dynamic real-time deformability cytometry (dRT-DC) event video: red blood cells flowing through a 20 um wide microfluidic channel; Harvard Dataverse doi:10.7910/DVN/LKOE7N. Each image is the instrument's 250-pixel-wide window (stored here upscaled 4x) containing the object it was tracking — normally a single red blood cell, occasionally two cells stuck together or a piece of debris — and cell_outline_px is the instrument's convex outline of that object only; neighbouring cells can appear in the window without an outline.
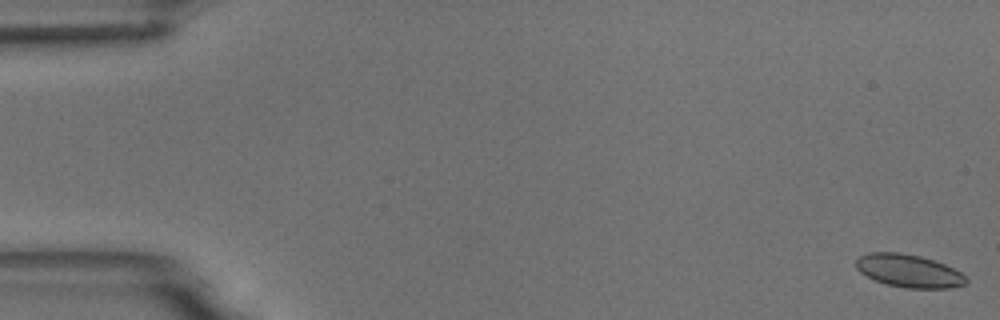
{"species": "common noctule bat (a hibernating species)", "species_latin": "Nyctalus noctula", "temperature_condition": "room temperature", "stored_images_in_passage": 34, "camera_frame_rate_fps": 3000, "um_per_image_px": 0.085, "animal": {"sex": "male", "body_mass_g": 18.8}, "frame": {"image": 1, "passage_image": 1, "time_ms": 0.0, "image_size_px": [1000, 320], "cell_outline_px": [[968, 280], [964, 284], [948, 288], [904, 288], [884, 284], [860, 272], [856, 268], [856, 260], [860, 256], [868, 252], [900, 252], [920, 256], [944, 264], [960, 272]], "centroid_in_image_um": [77.21, 23.02], "position_along_channel_um": 7.8, "area_um2": 20.98}}
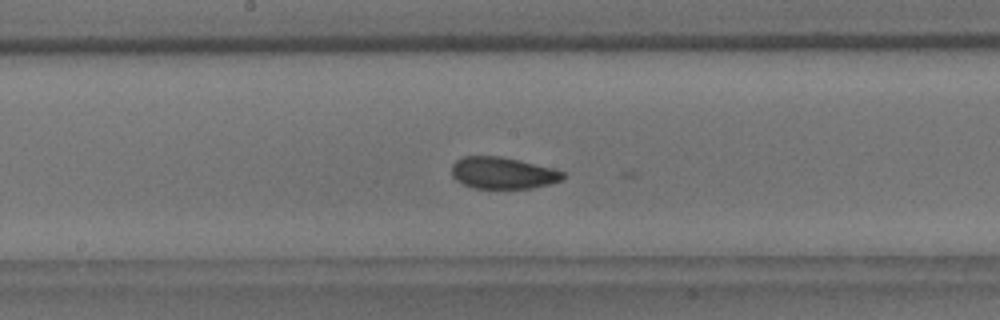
{"frame": {"image": 2, "passage_image": 29, "time_ms": 9.333, "image_size_px": [1000, 320], "cell_outline_px": [[564, 176], [560, 180], [548, 184], [532, 188], [472, 188], [456, 180], [452, 176], [452, 164], [456, 160], [464, 156], [500, 156], [520, 160], [552, 168], [564, 172]], "centroid_in_image_um": [42.7, 14.69], "position_along_channel_um": 205.5, "area_um2": 20.46}}
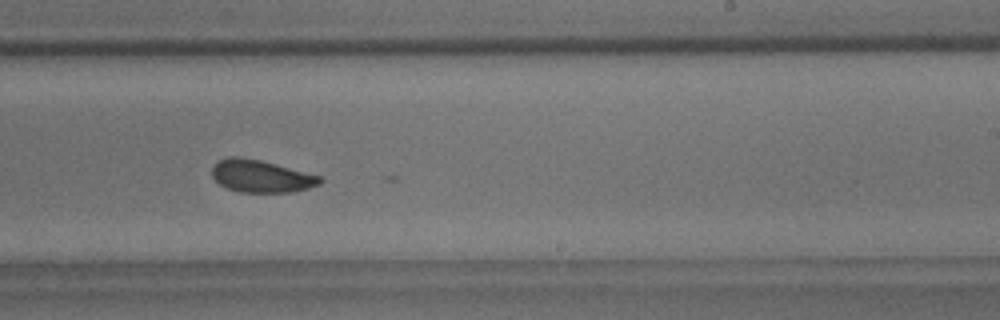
{"frame": {"image": 3, "passage_image": 34, "time_ms": 11.0, "image_size_px": [1000, 320], "cell_outline_px": [[324, 180], [320, 184], [308, 188], [292, 192], [240, 192], [228, 188], [220, 184], [212, 176], [212, 168], [220, 160], [228, 156], [240, 156], [260, 160], [320, 176]], "centroid_in_image_um": [22.19, 14.97], "position_along_channel_um": 266.8, "area_um2": 20.17}}